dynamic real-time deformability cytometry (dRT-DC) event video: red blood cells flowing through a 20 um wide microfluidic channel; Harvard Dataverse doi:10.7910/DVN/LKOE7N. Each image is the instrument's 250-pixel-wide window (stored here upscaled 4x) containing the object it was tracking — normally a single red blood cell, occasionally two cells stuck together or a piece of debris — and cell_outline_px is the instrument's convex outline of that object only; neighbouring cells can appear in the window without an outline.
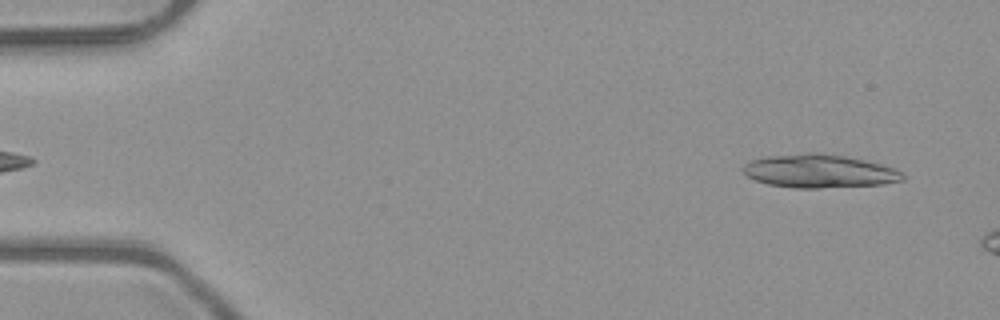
{"species": "common noctule bat (a hibernating species)", "species_latin": "Nyctalus noctula", "temperature_condition": "room temperature", "stored_images_in_passage": 9, "camera_frame_rate_fps": 3000, "um_per_image_px": 0.085, "animal": {"sex": "male", "body_mass_g": 23.1, "forearm_length_mm": 52.7}, "frame": {"image": 1, "passage_image": 4, "time_ms": 1.0, "image_size_px": [1000, 320], "cell_outline_px": [[904, 180], [884, 184], [820, 188], [792, 188], [768, 184], [756, 180], [748, 176], [740, 168], [744, 164], [752, 160], [764, 156], [808, 152], [812, 152], [844, 156], [864, 160], [896, 168], [904, 176]], "centroid_in_image_um": [69.61, 14.54], "position_along_channel_um": 15.4, "area_um2": 31.1}}